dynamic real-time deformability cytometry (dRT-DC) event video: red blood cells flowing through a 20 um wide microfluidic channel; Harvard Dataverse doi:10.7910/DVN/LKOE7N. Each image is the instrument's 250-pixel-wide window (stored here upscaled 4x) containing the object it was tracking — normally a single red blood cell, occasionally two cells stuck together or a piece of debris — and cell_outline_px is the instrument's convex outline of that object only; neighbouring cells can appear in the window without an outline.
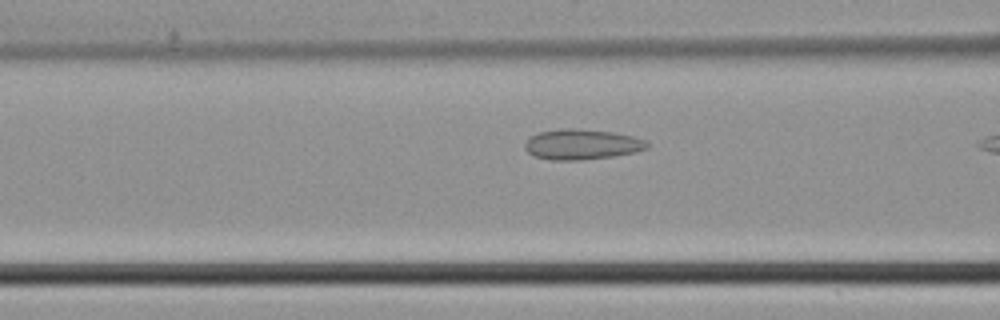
{"species": "common noctule bat (a hibernating species)", "species_latin": "Nyctalus noctula", "temperature_condition": "cold", "stored_images_in_passage": 10, "camera_frame_rate_fps": 3000, "um_per_image_px": 0.085, "animal": {"sex": "male", "body_mass_g": 21.5, "forearm_length_mm": 52.0}, "frame": {"image": 1, "passage_image": 9, "time_ms": 2.667, "image_size_px": [1000, 320], "cell_outline_px": [[648, 148], [636, 152], [616, 156], [580, 160], [552, 160], [532, 156], [524, 148], [524, 144], [532, 136], [540, 132], [560, 128], [572, 128], [612, 132], [632, 136], [648, 140]], "centroid_in_image_um": [49.47, 12.28], "position_along_channel_um": 117.1, "area_um2": 21.73}}